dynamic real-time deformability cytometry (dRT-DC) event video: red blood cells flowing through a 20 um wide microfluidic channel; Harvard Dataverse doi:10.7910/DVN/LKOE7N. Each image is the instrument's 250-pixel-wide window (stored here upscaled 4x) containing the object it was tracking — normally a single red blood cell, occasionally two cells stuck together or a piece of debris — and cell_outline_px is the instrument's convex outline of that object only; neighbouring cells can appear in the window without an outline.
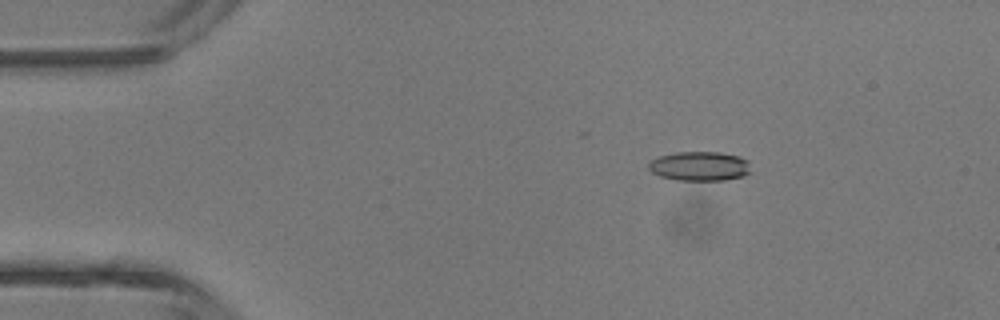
{"species": "common noctule bat (a hibernating species)", "species_latin": "Nyctalus noctula", "temperature_condition": "room temperature", "stored_images_in_passage": 5, "camera_frame_rate_fps": 3000, "um_per_image_px": 0.085, "animal": {"sex": "male", "body_mass_g": 13.3}, "frame": {"image": 1, "passage_image": 2, "time_ms": 1.0, "image_size_px": [1000, 320], "cell_outline_px": [[752, 172], [744, 176], [724, 180], [676, 180], [660, 176], [652, 172], [648, 168], [648, 164], [652, 160], [660, 156], [676, 152], [720, 152], [740, 156], [748, 160]], "centroid_in_image_um": [59.51, 14.12], "position_along_channel_um": 25.5, "area_um2": 17.63}}
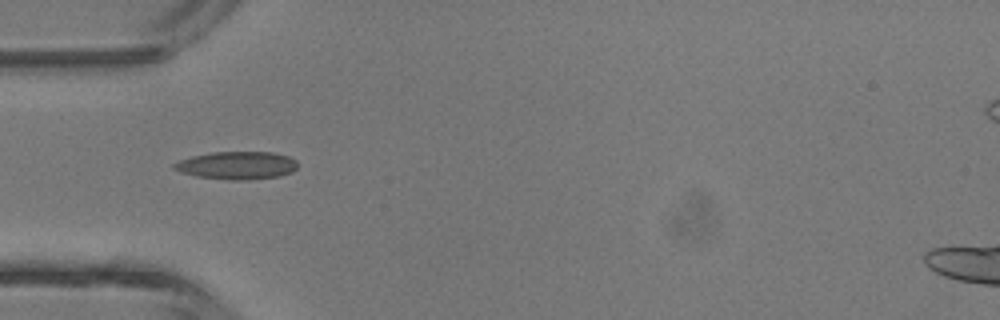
{"frame": {"image": 2, "passage_image": 4, "time_ms": 3.333, "image_size_px": [1000, 320], "cell_outline_px": [[296, 168], [292, 172], [280, 176], [244, 180], [228, 180], [196, 176], [180, 172], [172, 168], [172, 164], [180, 160], [192, 156], [212, 152], [272, 152], [288, 156], [296, 160]], "centroid_in_image_um": [20.12, 14.06], "position_along_channel_um": 64.9, "area_um2": 20.06}}
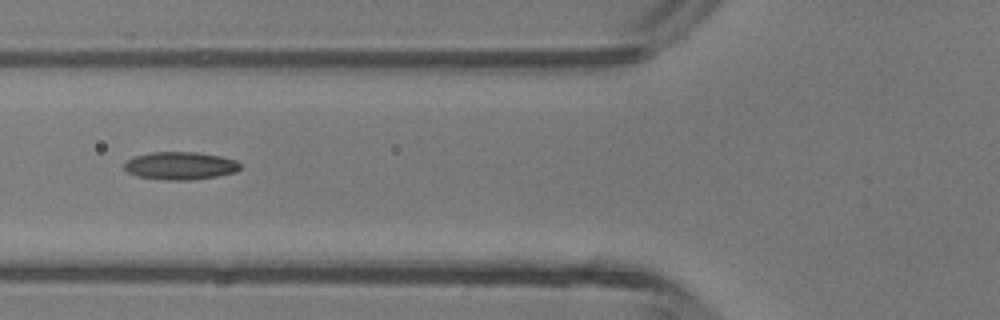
{"frame": {"image": 3, "passage_image": 5, "time_ms": 4.333, "image_size_px": [1000, 320], "cell_outline_px": [[240, 168], [236, 172], [216, 176], [192, 180], [164, 180], [136, 176], [128, 172], [124, 168], [124, 164], [132, 156], [152, 152], [196, 152], [220, 156], [236, 160], [240, 164]], "centroid_in_image_um": [15.3, 14.09], "position_along_channel_um": 110.5, "area_um2": 18.84}}